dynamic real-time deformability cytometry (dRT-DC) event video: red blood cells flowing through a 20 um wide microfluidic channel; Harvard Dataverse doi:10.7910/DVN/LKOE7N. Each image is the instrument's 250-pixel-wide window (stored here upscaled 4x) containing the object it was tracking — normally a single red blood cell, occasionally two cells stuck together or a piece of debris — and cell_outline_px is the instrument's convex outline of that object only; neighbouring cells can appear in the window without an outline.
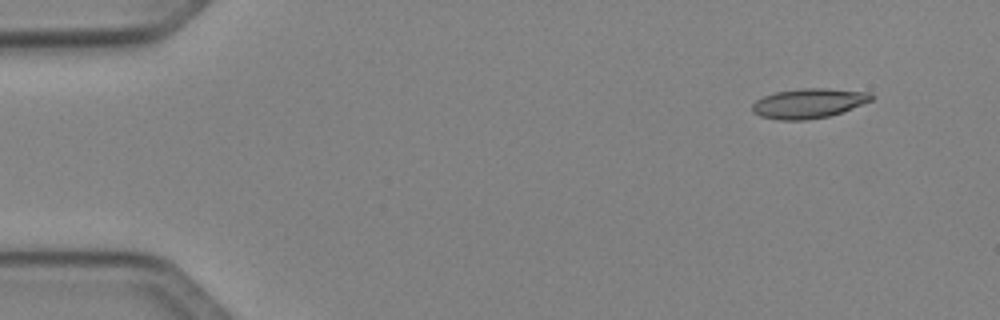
{"species": "Egyptian fruit bat (a non-hibernating species)", "species_latin": "Rousettus aegyptiacus", "temperature_condition": "cold", "stored_images_in_passage": 46, "camera_frame_rate_fps": 3000, "um_per_image_px": 0.085, "animal": {"sex": "female"}, "frame": {"image": 1, "passage_image": 1, "time_ms": 0.0, "image_size_px": [1000, 320], "cell_outline_px": [[876, 96], [872, 100], [852, 108], [828, 116], [804, 120], [776, 120], [760, 116], [752, 112], [752, 104], [756, 100], [764, 96], [776, 92], [804, 88], [828, 88], [872, 92]], "centroid_in_image_um": [68.75, 8.77], "position_along_channel_um": 16.3, "area_um2": 20.69}}
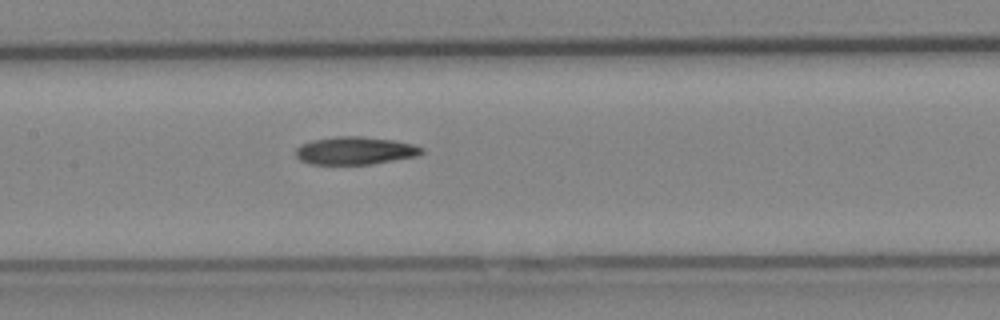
{"frame": {"image": 2, "passage_image": 21, "time_ms": 6.667, "image_size_px": [1000, 320], "cell_outline_px": [[424, 152], [420, 156], [372, 164], [312, 164], [300, 160], [296, 156], [296, 148], [300, 144], [312, 140], [336, 136], [360, 136], [396, 140], [416, 144], [424, 148]], "centroid_in_image_um": [30.25, 12.8], "position_along_channel_um": 177.2, "area_um2": 20.75}}
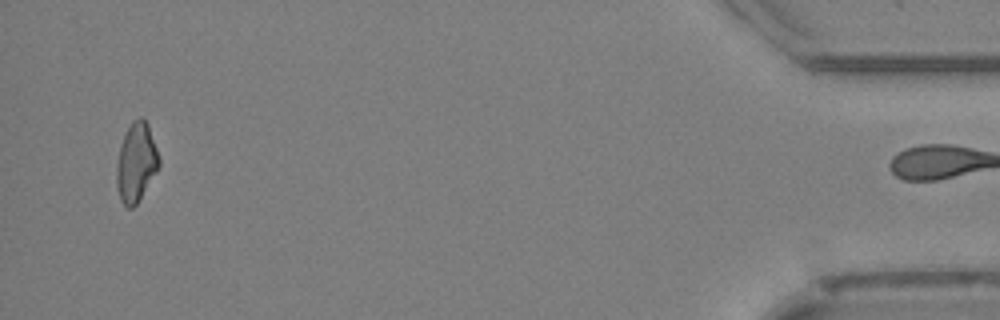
{"frame": {"image": 3, "passage_image": 45, "time_ms": 14.667, "image_size_px": [1000, 320], "cell_outline_px": [[160, 164], [156, 172], [136, 204], [132, 208], [128, 208], [120, 200], [116, 184], [116, 164], [120, 144], [132, 120], [140, 116], [144, 116], [148, 124], [160, 160]], "centroid_in_image_um": [11.56, 13.78], "position_along_channel_um": 423.6, "area_um2": 19.48}, "authors_computed_cell_mechanics": {"area_um2": 20.3456, "velocity_mm_per_s": 4.0885, "shape_relaxation_time_tau1_ms": null, "shape_relaxation_time_tau2_ms": 10.0119, "deformation_change_tau1": null, "deformation_change_tau2": 0.2075}}